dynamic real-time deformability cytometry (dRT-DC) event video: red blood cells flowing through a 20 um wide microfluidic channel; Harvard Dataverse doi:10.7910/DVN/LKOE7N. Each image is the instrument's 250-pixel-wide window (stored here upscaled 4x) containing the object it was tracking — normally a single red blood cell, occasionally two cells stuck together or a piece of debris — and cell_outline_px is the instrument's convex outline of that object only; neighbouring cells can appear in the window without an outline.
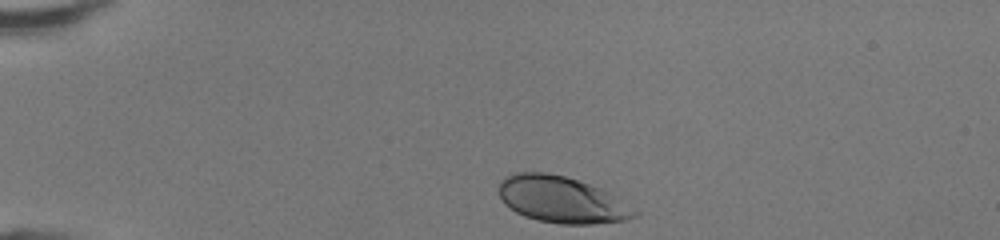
{"species": "human", "species_latin": "Homo sapiens", "temperature_condition": "room temperature", "stored_images_in_passage": 31, "camera_frame_rate_fps": 3000, "um_per_image_px": 0.085, "donor": {"sex": "female"}, "frame": {"image": 1, "passage_image": 1, "time_ms": 0.0, "image_size_px": [1000, 240], "cell_outline_px": [[640, 212], [636, 216], [624, 220], [592, 224], [560, 224], [536, 220], [524, 216], [516, 212], [504, 204], [496, 188], [500, 180], [504, 176], [512, 172], [544, 172], [564, 176], [600, 188]], "centroid_in_image_um": [47.66, 16.97], "position_along_channel_um": 37.3, "area_um2": 36.76}}
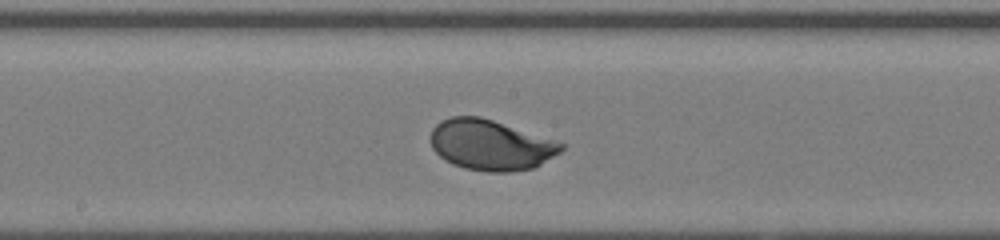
{"frame": {"image": 2, "passage_image": 17, "time_ms": 5.333, "image_size_px": [1000, 240], "cell_outline_px": [[564, 148], [560, 152], [540, 164], [532, 168], [512, 172], [488, 172], [464, 168], [452, 164], [444, 160], [432, 148], [432, 128], [440, 120], [452, 116], [480, 116], [564, 144]], "centroid_in_image_um": [41.66, 12.33], "position_along_channel_um": 206.5, "area_um2": 37.97}}
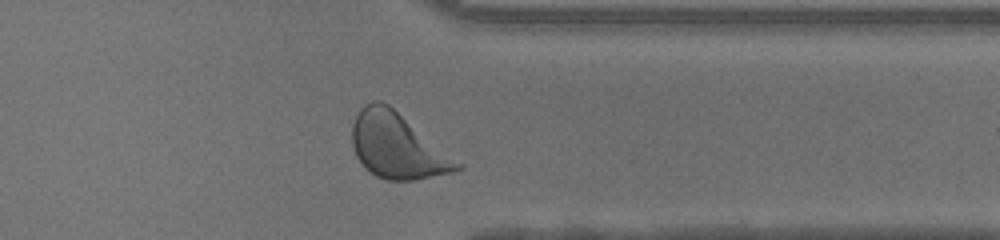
{"frame": {"image": 3, "passage_image": 29, "time_ms": 9.333, "image_size_px": [1000, 240], "cell_outline_px": [[464, 168], [452, 172], [412, 180], [388, 180], [376, 176], [364, 168], [360, 164], [356, 156], [352, 144], [352, 124], [360, 108], [364, 104], [372, 100], [380, 100], [388, 104], [464, 164]], "centroid_in_image_um": [33.76, 12.4], "position_along_channel_um": 377.6, "area_um2": 40.0}, "authors_computed_cell_mechanics": {"area_um2": 37.9746, "velocity_mm_per_s": 4.3059, "shape_relaxation_time_tau1_ms": 2.1954, "shape_relaxation_time_tau2_ms": null, "deformation_change_tau1": 0.137, "deformation_change_tau2": null}}